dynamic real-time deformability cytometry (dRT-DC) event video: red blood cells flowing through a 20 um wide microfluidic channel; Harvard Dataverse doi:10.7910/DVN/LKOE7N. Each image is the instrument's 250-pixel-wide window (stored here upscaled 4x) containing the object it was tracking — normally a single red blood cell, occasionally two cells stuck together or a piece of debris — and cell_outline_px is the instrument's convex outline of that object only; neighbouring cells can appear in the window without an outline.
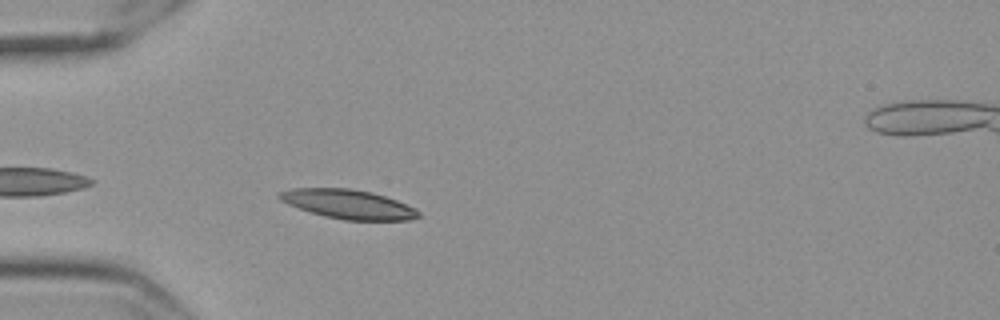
{"species": "Egyptian fruit bat (a non-hibernating species)", "species_latin": "Rousettus aegyptiacus", "temperature_condition": "cold", "stored_images_in_passage": 30, "camera_frame_rate_fps": 3000, "um_per_image_px": 0.085, "frame": {"image": 1, "passage_image": 3, "time_ms": 0.667, "image_size_px": [1000, 320], "cell_outline_px": [[420, 216], [408, 220], [344, 220], [324, 216], [288, 204], [280, 200], [276, 196], [276, 192], [292, 188], [352, 188], [372, 192], [396, 200], [416, 208], [420, 212]], "centroid_in_image_um": [29.58, 17.34], "position_along_channel_um": 55.4, "area_um2": 23.7}}
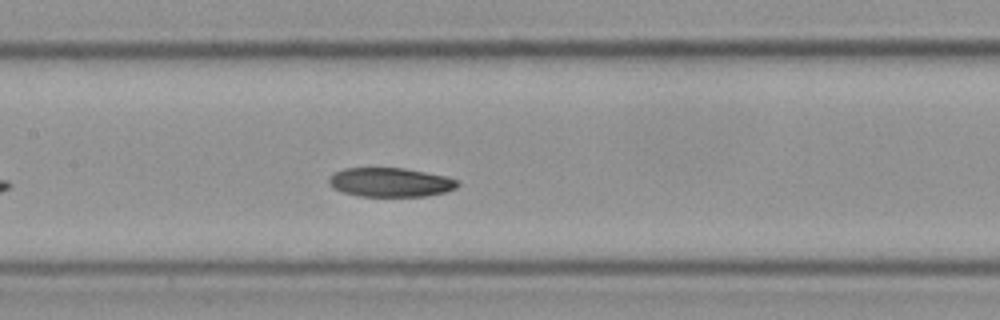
{"frame": {"image": 2, "passage_image": 14, "time_ms": 4.333, "image_size_px": [1000, 320], "cell_outline_px": [[460, 184], [456, 188], [444, 192], [424, 196], [360, 196], [344, 192], [336, 188], [328, 180], [336, 172], [344, 168], [404, 168], [444, 176], [460, 180]], "centroid_in_image_um": [33.24, 15.49], "position_along_channel_um": 174.2, "area_um2": 21.44}}
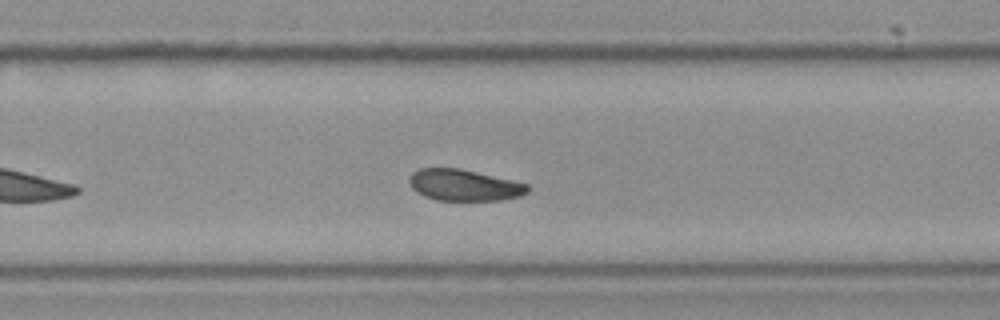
{"frame": {"image": 3, "passage_image": 24, "time_ms": 7.667, "image_size_px": [1000, 320], "cell_outline_px": [[532, 188], [528, 192], [520, 196], [500, 200], [436, 200], [424, 196], [416, 192], [412, 188], [408, 180], [408, 176], [412, 172], [420, 168], [460, 168], [528, 184]], "centroid_in_image_um": [39.43, 15.73], "position_along_channel_um": 290.4, "area_um2": 21.73}}